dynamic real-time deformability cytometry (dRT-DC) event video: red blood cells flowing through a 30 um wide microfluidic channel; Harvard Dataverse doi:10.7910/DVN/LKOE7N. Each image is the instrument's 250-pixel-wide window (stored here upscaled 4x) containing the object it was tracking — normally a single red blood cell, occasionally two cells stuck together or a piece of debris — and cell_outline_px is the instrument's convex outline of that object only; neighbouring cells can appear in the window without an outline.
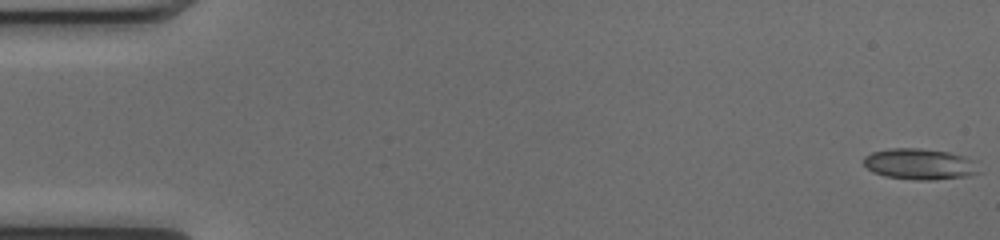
{"species": "common noctule bat (a hibernating species)", "species_latin": "Nyctalus noctula", "temperature_condition": "cold", "stored_images_in_passage": 52, "camera_frame_rate_fps": 3000, "um_per_image_px": 0.085, "animal": {"sex": "female", "body_mass_g": 17.0, "forearm_length_mm": 48.0}, "frame": {"image": 1, "passage_image": 1, "time_ms": 0.0, "image_size_px": [1000, 240], "cell_outline_px": [[984, 172], [972, 176], [932, 180], [916, 180], [884, 176], [872, 172], [864, 164], [864, 156], [872, 152], [892, 148], [920, 148], [948, 152], [980, 160]], "centroid_in_image_um": [78.33, 13.96], "position_along_channel_um": 6.7, "area_um2": 21.56}}
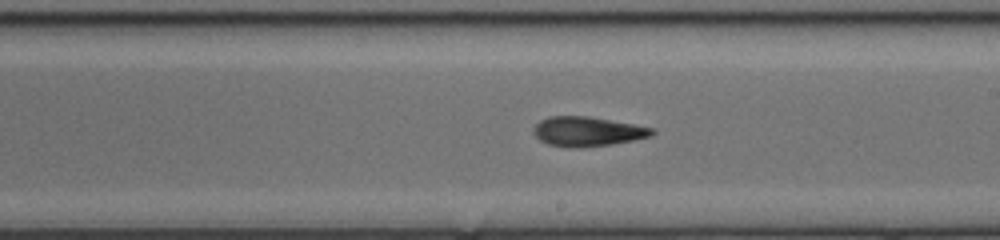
{"frame": {"image": 2, "passage_image": 30, "time_ms": 9.667, "image_size_px": [1000, 240], "cell_outline_px": [[656, 132], [652, 136], [612, 144], [576, 148], [568, 148], [548, 144], [540, 140], [532, 132], [532, 128], [540, 120], [548, 116], [588, 116], [656, 128]], "centroid_in_image_um": [49.93, 11.17], "position_along_channel_um": 239.1, "area_um2": 20.58}}
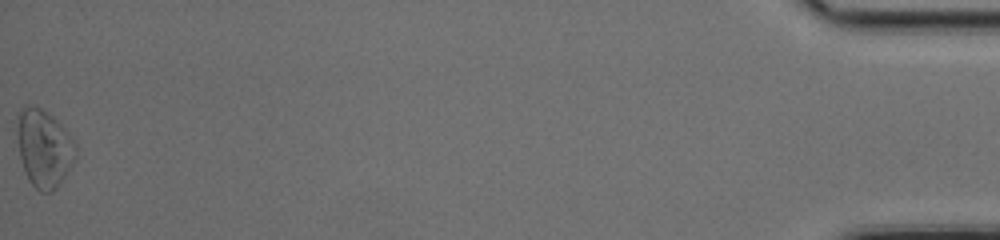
{"frame": {"image": 3, "passage_image": 52, "time_ms": 17.0, "image_size_px": [1000, 240], "cell_outline_px": [[76, 156], [72, 164], [56, 188], [52, 192], [40, 192], [28, 180], [24, 172], [20, 156], [16, 128], [16, 112], [20, 108], [28, 104], [40, 108], [48, 112], [64, 128], [76, 144]], "centroid_in_image_um": [3.7, 12.57], "position_along_channel_um": 431.5, "area_um2": 26.65}, "authors_computed_cell_mechanics": {"area_um2": 20.4612, "velocity_mm_per_s": 4.0468, "shape_relaxation_time_tau1_ms": null, "shape_relaxation_time_tau2_ms": 4.6098, "deformation_change_tau1": null, "deformation_change_tau2": 0.1272}}